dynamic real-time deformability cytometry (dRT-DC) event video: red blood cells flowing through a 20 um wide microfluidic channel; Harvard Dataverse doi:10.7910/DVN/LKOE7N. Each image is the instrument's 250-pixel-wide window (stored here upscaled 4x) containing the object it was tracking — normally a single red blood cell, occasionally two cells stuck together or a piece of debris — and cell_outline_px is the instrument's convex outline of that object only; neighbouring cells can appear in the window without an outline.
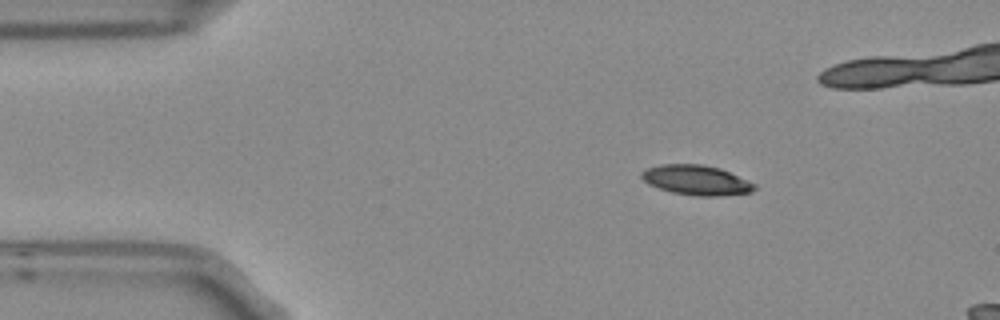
{"species": "Egyptian fruit bat (a non-hibernating species)", "species_latin": "Rousettus aegyptiacus", "temperature_condition": "room temperature", "stored_images_in_passage": 3, "camera_frame_rate_fps": 3000, "um_per_image_px": 0.085, "frame": {"image": 1, "passage_image": 1, "time_ms": 0.0, "image_size_px": [1000, 320], "cell_outline_px": [[756, 188], [752, 192], [720, 196], [696, 196], [672, 192], [648, 184], [640, 176], [640, 172], [648, 168], [660, 164], [700, 164], [720, 168], [756, 184]], "centroid_in_image_um": [59.19, 15.31], "position_along_channel_um": 25.8, "area_um2": 19.59}}